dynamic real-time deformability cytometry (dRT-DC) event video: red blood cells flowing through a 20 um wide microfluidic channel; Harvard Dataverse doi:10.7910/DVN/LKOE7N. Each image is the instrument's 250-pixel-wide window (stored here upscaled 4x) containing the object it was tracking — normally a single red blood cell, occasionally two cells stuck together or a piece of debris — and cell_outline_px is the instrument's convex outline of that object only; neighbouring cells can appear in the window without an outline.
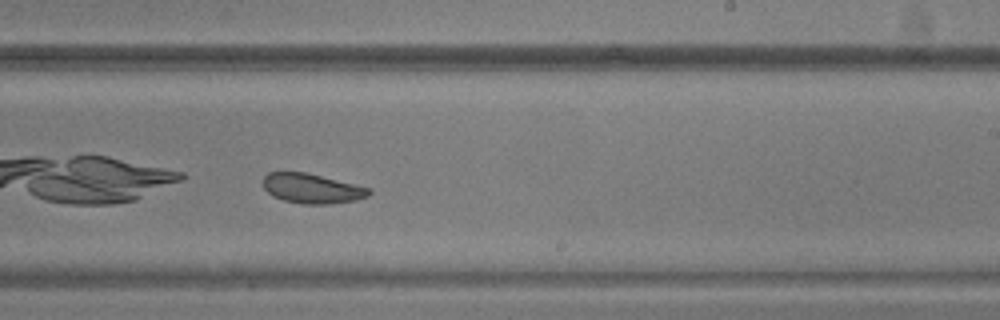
{"species": "common noctule bat (a hibernating species)", "species_latin": "Nyctalus noctula", "temperature_condition": "warm", "stored_images_in_passage": 27, "camera_frame_rate_fps": 3000, "um_per_image_px": 0.085, "animal": {"sex": "male", "body_mass_g": 20.5, "forearm_length_mm": 52.5}, "frame": {"image": 1, "passage_image": 15, "time_ms": 4.667, "image_size_px": [1000, 320], "cell_outline_px": [[372, 192], [368, 196], [356, 200], [328, 204], [304, 204], [284, 200], [272, 196], [264, 188], [264, 176], [268, 172], [304, 172], [372, 188]], "centroid_in_image_um": [26.54, 16.02], "position_along_channel_um": 262.5, "area_um2": 18.26}}
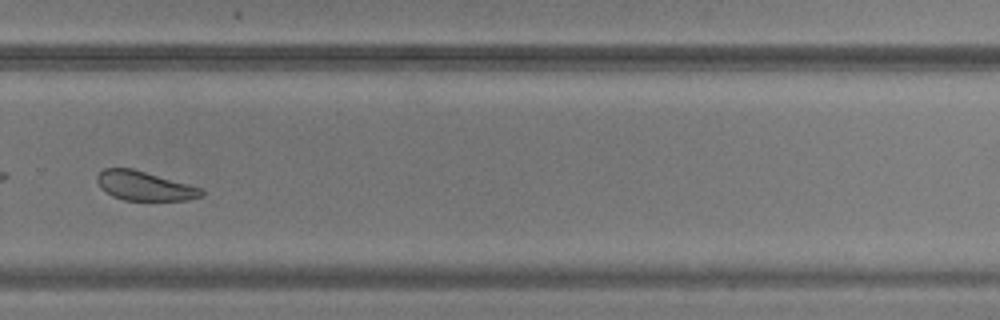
{"frame": {"image": 2, "passage_image": 19, "time_ms": 6.0, "image_size_px": [1000, 320], "cell_outline_px": [[204, 196], [188, 200], [124, 200], [112, 196], [104, 192], [100, 188], [96, 180], [96, 176], [104, 168], [132, 168], [188, 184], [200, 188], [204, 192]], "centroid_in_image_um": [12.25, 15.8], "position_along_channel_um": 317.6, "area_um2": 17.8}}